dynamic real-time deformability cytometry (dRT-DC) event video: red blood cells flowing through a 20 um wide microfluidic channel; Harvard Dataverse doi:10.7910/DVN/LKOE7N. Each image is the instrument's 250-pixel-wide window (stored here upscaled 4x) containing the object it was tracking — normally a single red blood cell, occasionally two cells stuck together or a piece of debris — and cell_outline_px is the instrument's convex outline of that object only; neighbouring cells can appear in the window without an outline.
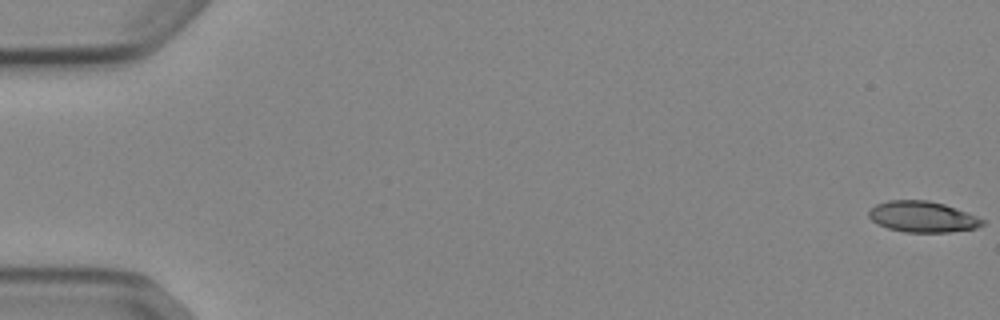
{"species": "Egyptian fruit bat (a non-hibernating species)", "species_latin": "Rousettus aegyptiacus", "temperature_condition": "cold", "stored_images_in_passage": 53, "camera_frame_rate_fps": 3000, "um_per_image_px": 0.085, "animal": {"sex": "female"}, "frame": {"image": 1, "passage_image": 1, "time_ms": 0.0, "image_size_px": [1000, 320], "cell_outline_px": [[984, 224], [976, 228], [948, 232], [904, 232], [888, 228], [876, 224], [868, 216], [868, 212], [876, 204], [888, 200], [928, 200], [944, 204], [976, 216], [984, 220]], "centroid_in_image_um": [78.38, 18.42], "position_along_channel_um": 6.6, "area_um2": 20.4}}
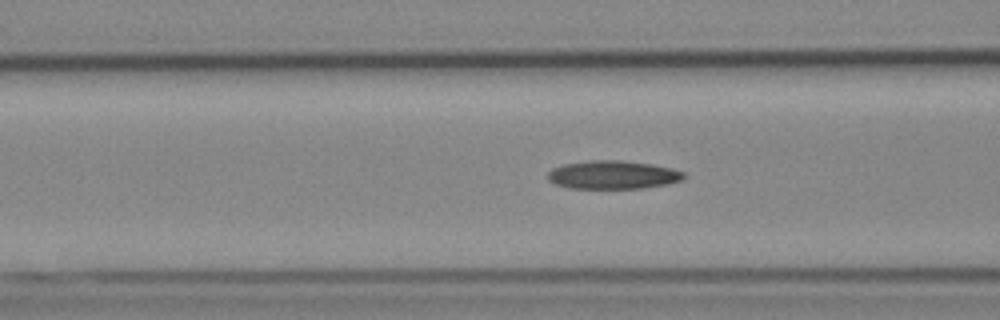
{"frame": {"image": 2, "passage_image": 22, "time_ms": 7.0, "image_size_px": [1000, 320], "cell_outline_px": [[684, 180], [668, 184], [640, 188], [568, 188], [556, 184], [548, 180], [548, 172], [552, 168], [564, 164], [588, 160], [620, 160], [652, 164], [672, 168], [684, 172]], "centroid_in_image_um": [52.1, 14.85], "position_along_channel_um": 114.5, "area_um2": 22.54}}
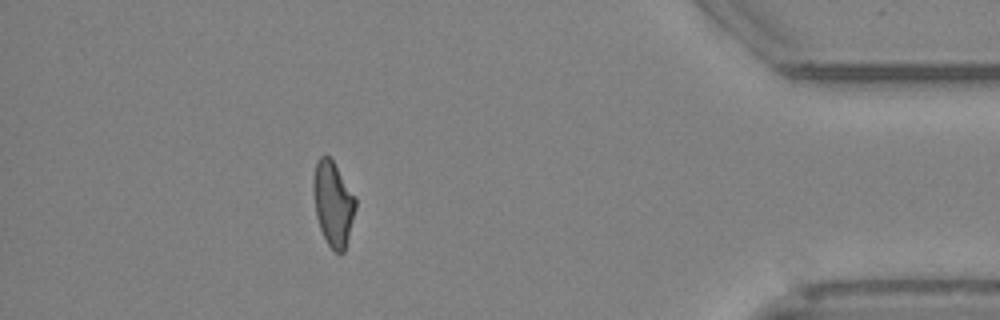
{"frame": {"image": 3, "passage_image": 48, "time_ms": 15.667, "image_size_px": [1000, 320], "cell_outline_px": [[356, 208], [344, 252], [336, 252], [328, 244], [320, 228], [316, 216], [312, 192], [312, 184], [316, 160], [324, 152], [332, 160], [356, 196]], "centroid_in_image_um": [28.3, 17.25], "position_along_channel_um": 406.9, "area_um2": 20.92}, "authors_computed_cell_mechanics": {"area_um2": 21.4438, "velocity_mm_per_s": 3.8832, "shape_relaxation_time_tau1_ms": null, "shape_relaxation_time_tau2_ms": 4.3774, "deformation_change_tau1": null, "deformation_change_tau2": 0.133}}